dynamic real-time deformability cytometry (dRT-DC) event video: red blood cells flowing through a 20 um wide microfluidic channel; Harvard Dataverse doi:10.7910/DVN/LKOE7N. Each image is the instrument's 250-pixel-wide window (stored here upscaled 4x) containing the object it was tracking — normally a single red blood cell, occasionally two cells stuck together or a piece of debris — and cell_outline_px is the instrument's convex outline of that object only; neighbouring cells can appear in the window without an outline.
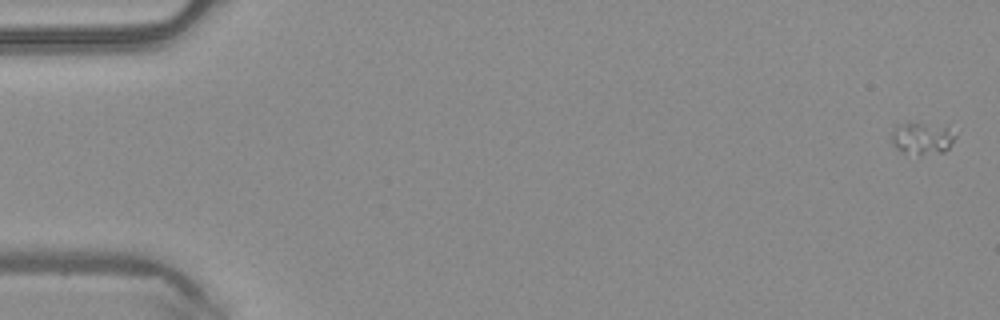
{"species": "common noctule bat (a hibernating species)", "species_latin": "Nyctalus noctula", "temperature_condition": "warm", "stored_images_in_passage": 4, "camera_frame_rate_fps": 3000, "um_per_image_px": 0.085, "animal": {"sex": "male", "body_mass_g": 20.4}, "frame": {"image": 1, "passage_image": 1, "time_ms": 0.0, "image_size_px": [1000, 320], "cell_outline_px": [[956, 136], [948, 148], [944, 152], [904, 152], [896, 148], [892, 144], [892, 128], [904, 124], [948, 124]], "centroid_in_image_um": [78.43, 11.71], "position_along_channel_um": 6.6, "area_um2": 11.5}}
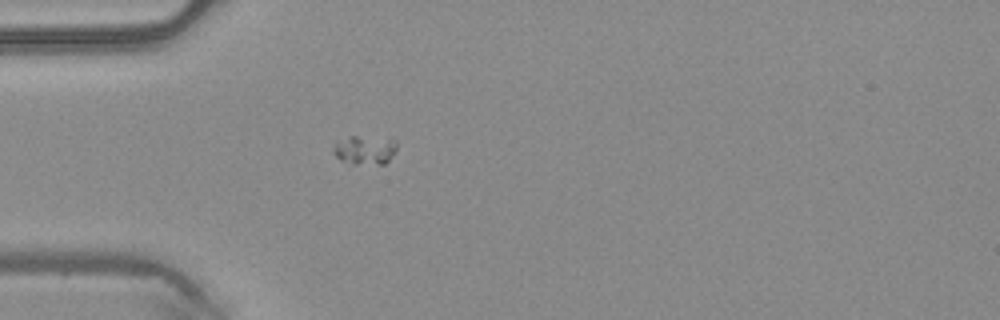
{"frame": {"image": 2, "passage_image": 4, "time_ms": 1.0, "image_size_px": [1000, 320], "cell_outline_px": [[396, 148], [388, 160], [384, 164], [352, 164], [340, 160], [332, 152], [332, 148], [336, 144], [348, 136], [392, 136], [396, 140]], "centroid_in_image_um": [31.05, 12.71], "position_along_channel_um": 54.0, "area_um2": 10.98}}